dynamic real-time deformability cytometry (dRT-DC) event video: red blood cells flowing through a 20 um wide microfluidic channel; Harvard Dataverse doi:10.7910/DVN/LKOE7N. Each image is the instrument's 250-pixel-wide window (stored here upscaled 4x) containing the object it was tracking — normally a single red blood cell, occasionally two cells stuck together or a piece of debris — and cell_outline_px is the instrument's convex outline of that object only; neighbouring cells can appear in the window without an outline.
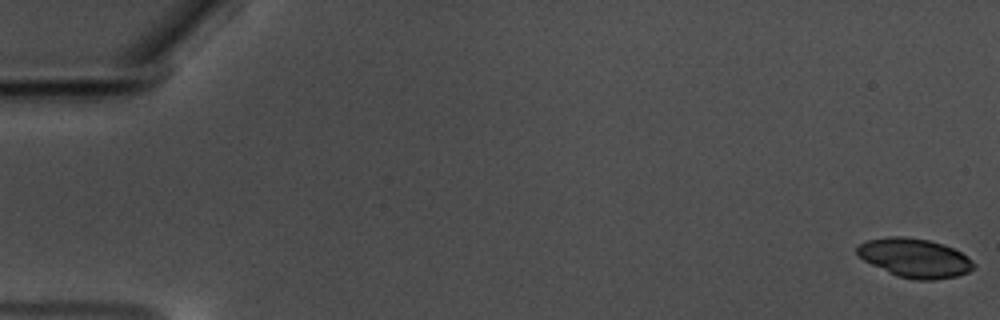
{"species": "common noctule bat (a hibernating species)", "species_latin": "Nyctalus noctula", "temperature_condition": "warm", "stored_images_in_passage": 58, "camera_frame_rate_fps": 3000, "um_per_image_px": 0.085, "animal": {"sex": "male", "body_mass_g": 17.5, "forearm_length_mm": 52.3}, "frame": {"image": 1, "passage_image": 1, "time_ms": 0.0, "image_size_px": [1000, 320], "cell_outline_px": [[976, 264], [968, 272], [956, 276], [932, 280], [916, 280], [896, 276], [864, 260], [856, 252], [856, 248], [860, 244], [868, 240], [888, 236], [904, 236], [928, 240], [944, 244], [960, 252], [972, 260]], "centroid_in_image_um": [77.75, 21.92], "position_along_channel_um": 7.3, "area_um2": 26.3}}
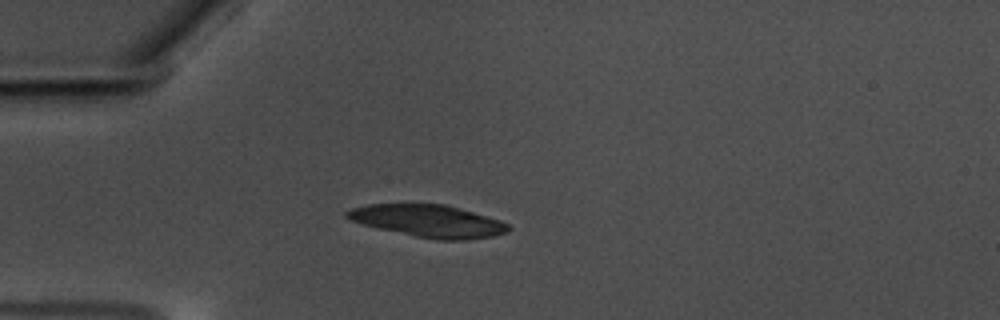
{"frame": {"image": 2, "passage_image": 17, "time_ms": 5.333, "image_size_px": [1000, 320], "cell_outline_px": [[512, 228], [508, 232], [492, 236], [464, 240], [436, 240], [416, 236], [380, 228], [364, 224], [352, 220], [344, 216], [344, 212], [352, 208], [368, 204], [444, 204], [500, 220], [508, 224]], "centroid_in_image_um": [36.43, 18.78], "position_along_channel_um": 48.6, "area_um2": 30.0}}
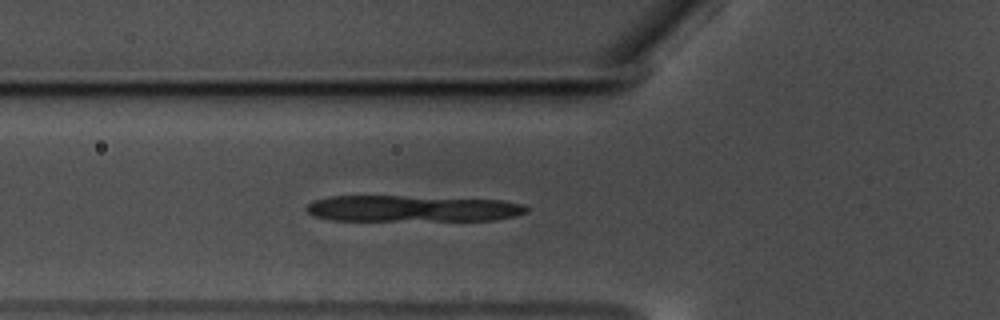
{"frame": {"image": 3, "passage_image": 22, "time_ms": 7.0, "image_size_px": [1000, 320], "cell_outline_px": [[528, 212], [516, 216], [496, 220], [332, 220], [312, 216], [304, 208], [312, 200], [332, 196], [400, 196], [500, 200], [524, 204], [528, 208]], "centroid_in_image_um": [35.03, 17.73], "position_along_channel_um": 90.8, "area_um2": 33.76}}